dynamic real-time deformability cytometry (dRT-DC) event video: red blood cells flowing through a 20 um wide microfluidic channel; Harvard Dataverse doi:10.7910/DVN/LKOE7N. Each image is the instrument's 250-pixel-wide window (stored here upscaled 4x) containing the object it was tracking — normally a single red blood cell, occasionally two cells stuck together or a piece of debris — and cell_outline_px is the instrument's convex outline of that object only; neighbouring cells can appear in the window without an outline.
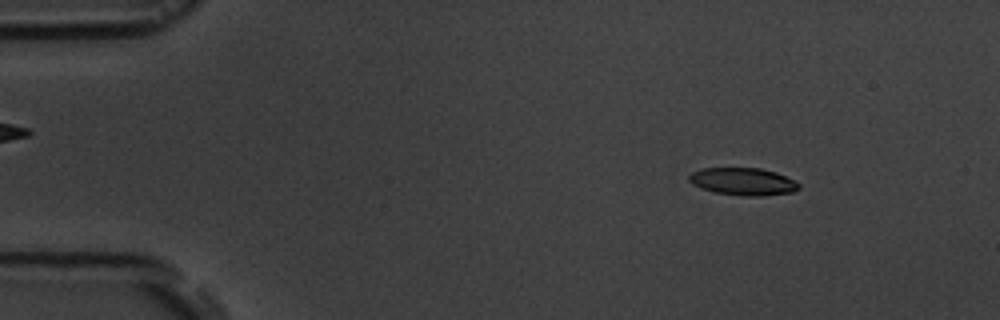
{"species": "common noctule bat (a hibernating species)", "species_latin": "Nyctalus noctula", "temperature_condition": "room temperature", "stored_images_in_passage": 56, "camera_frame_rate_fps": 3000, "um_per_image_px": 0.085, "animal": {"sex": "male", "body_mass_g": 19.5, "forearm_length_mm": 54.6}, "frame": {"image": 1, "passage_image": 7, "time_ms": 2.0, "image_size_px": [1000, 320], "cell_outline_px": [[800, 188], [792, 192], [760, 196], [744, 196], [716, 192], [700, 188], [692, 184], [688, 180], [688, 176], [692, 172], [704, 168], [760, 168], [776, 172], [800, 184]], "centroid_in_image_um": [63.14, 15.43], "position_along_channel_um": 21.9, "area_um2": 17.46}}
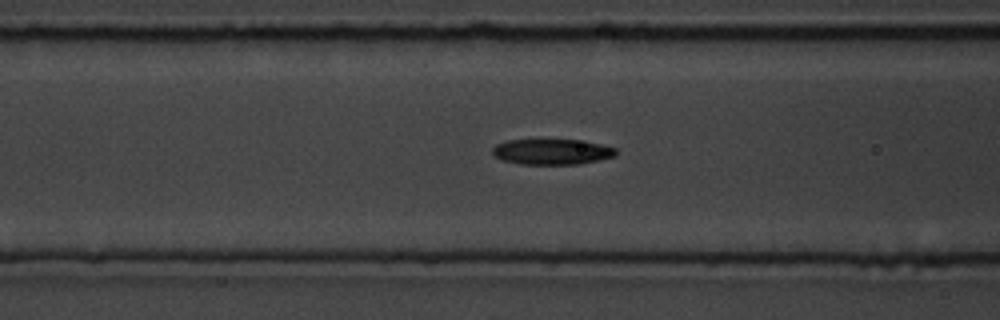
{"frame": {"image": 2, "passage_image": 22, "time_ms": 7.0, "image_size_px": [1000, 320], "cell_outline_px": [[616, 156], [580, 164], [520, 164], [504, 160], [496, 156], [492, 152], [492, 148], [496, 144], [508, 140], [576, 140], [600, 144], [616, 148]], "centroid_in_image_um": [46.92, 12.9], "position_along_channel_um": 119.7, "area_um2": 18.21}}
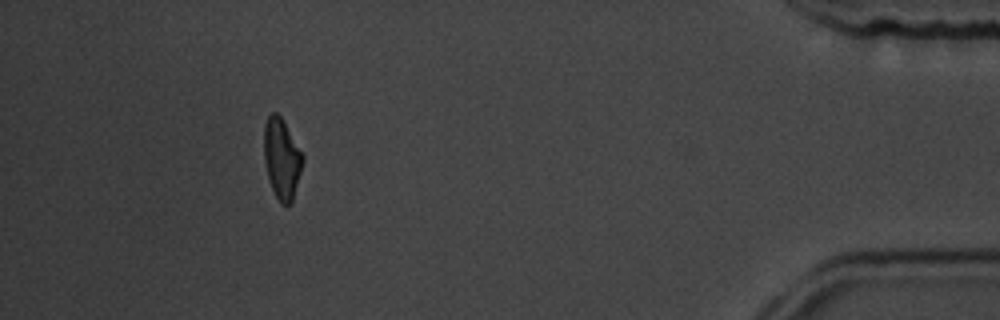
{"frame": {"image": 3, "passage_image": 51, "time_ms": 16.667, "image_size_px": [1000, 320], "cell_outline_px": [[304, 160], [292, 204], [280, 204], [272, 188], [268, 176], [264, 160], [264, 124], [268, 116], [272, 112], [276, 112], [280, 116], [304, 156]], "centroid_in_image_um": [23.95, 13.5], "position_along_channel_um": 411.2, "area_um2": 18.03}, "authors_computed_cell_mechanics": {"area_um2": 18.6116, "velocity_mm_per_s": 3.6285, "shape_relaxation_time_tau1_ms": 3.7204, "shape_relaxation_time_tau2_ms": 4.653, "deformation_change_tau1": 0.1375, "deformation_change_tau2": 0.1293}}